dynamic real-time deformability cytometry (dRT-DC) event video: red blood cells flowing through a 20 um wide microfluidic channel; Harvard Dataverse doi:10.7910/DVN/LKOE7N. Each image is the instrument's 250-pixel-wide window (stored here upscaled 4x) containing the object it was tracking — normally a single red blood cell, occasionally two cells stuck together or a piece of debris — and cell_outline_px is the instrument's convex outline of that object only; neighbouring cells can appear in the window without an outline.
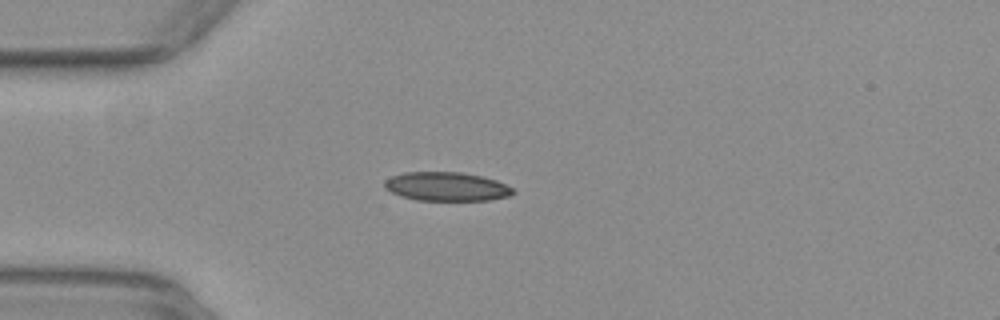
{"species": "common noctule bat (a hibernating species)", "species_latin": "Nyctalus noctula", "temperature_condition": "warm", "stored_images_in_passage": 39, "camera_frame_rate_fps": 3000, "um_per_image_px": 0.085, "animal": {"sex": "female", "body_mass_g": 29.2, "forearm_length_mm": 56.3}, "frame": {"image": 1, "passage_image": 1, "time_ms": 0.0, "image_size_px": [1000, 320], "cell_outline_px": [[516, 192], [512, 196], [488, 200], [416, 200], [400, 196], [384, 188], [384, 180], [392, 176], [404, 172], [460, 172], [480, 176], [496, 180], [512, 188]], "centroid_in_image_um": [37.95, 15.86], "position_along_channel_um": 47.1, "area_um2": 21.62}}
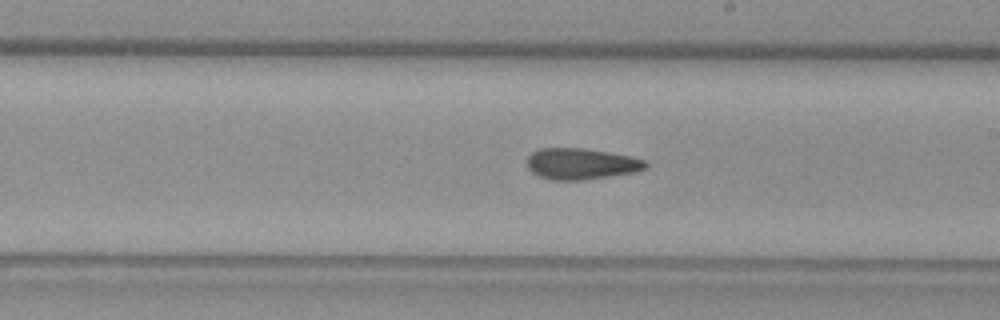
{"frame": {"image": 2, "passage_image": 17, "time_ms": 5.333, "image_size_px": [1000, 320], "cell_outline_px": [[648, 168], [636, 172], [580, 180], [552, 180], [540, 176], [532, 172], [528, 168], [528, 156], [532, 152], [540, 148], [584, 148], [632, 156], [644, 160], [648, 164]], "centroid_in_image_um": [49.42, 13.92], "position_along_channel_um": 239.6, "area_um2": 21.5}}
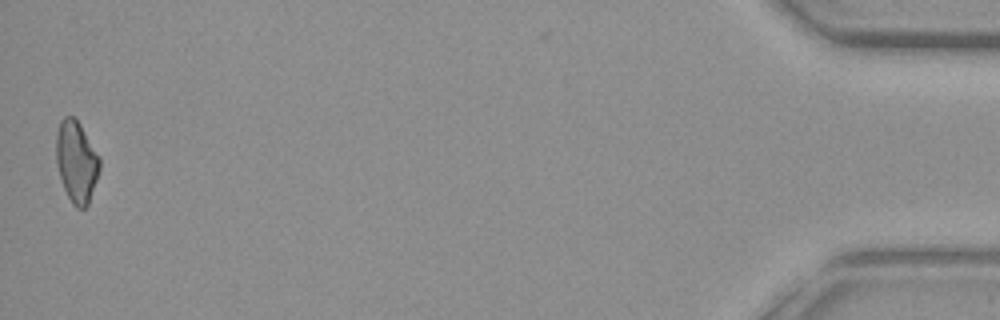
{"frame": {"image": 3, "passage_image": 39, "time_ms": 12.667, "image_size_px": [1000, 320], "cell_outline_px": [[100, 168], [88, 204], [84, 208], [76, 208], [72, 204], [64, 188], [56, 164], [56, 132], [60, 120], [64, 116], [72, 116], [80, 124], [100, 156]], "centroid_in_image_um": [6.49, 13.72], "position_along_channel_um": 428.7, "area_um2": 20.63}, "authors_computed_cell_mechanics": {"area_um2": 21.5016, "velocity_mm_per_s": 3.9277, "shape_relaxation_time_tau1_ms": 11.0523, "shape_relaxation_time_tau2_ms": 4.7453, "deformation_change_tau1": 0.1844, "deformation_change_tau2": 0.1182}}